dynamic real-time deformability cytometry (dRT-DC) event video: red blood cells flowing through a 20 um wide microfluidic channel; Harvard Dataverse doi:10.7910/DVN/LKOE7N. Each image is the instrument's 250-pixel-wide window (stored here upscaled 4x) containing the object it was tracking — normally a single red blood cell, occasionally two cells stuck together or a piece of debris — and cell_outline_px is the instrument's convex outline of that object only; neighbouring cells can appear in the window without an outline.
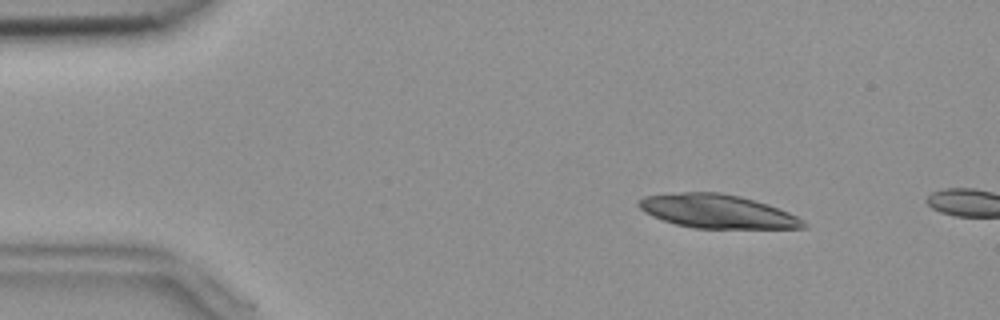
{"species": "common noctule bat (a hibernating species)", "species_latin": "Nyctalus noctula", "temperature_condition": "room temperature", "stored_images_in_passage": 3, "camera_frame_rate_fps": 3000, "um_per_image_px": 0.085, "animal": {"sex": "female", "body_mass_g": 18.4}, "frame": {"image": 1, "passage_image": 2, "time_ms": 0.333, "image_size_px": [1000, 320], "cell_outline_px": [[808, 224], [804, 228], [692, 228], [676, 224], [652, 216], [644, 212], [636, 204], [636, 200], [644, 196], [680, 192], [720, 192], [740, 196], [768, 204], [788, 212], [804, 220]], "centroid_in_image_um": [60.94, 17.96], "position_along_channel_um": 24.1, "area_um2": 32.37}}